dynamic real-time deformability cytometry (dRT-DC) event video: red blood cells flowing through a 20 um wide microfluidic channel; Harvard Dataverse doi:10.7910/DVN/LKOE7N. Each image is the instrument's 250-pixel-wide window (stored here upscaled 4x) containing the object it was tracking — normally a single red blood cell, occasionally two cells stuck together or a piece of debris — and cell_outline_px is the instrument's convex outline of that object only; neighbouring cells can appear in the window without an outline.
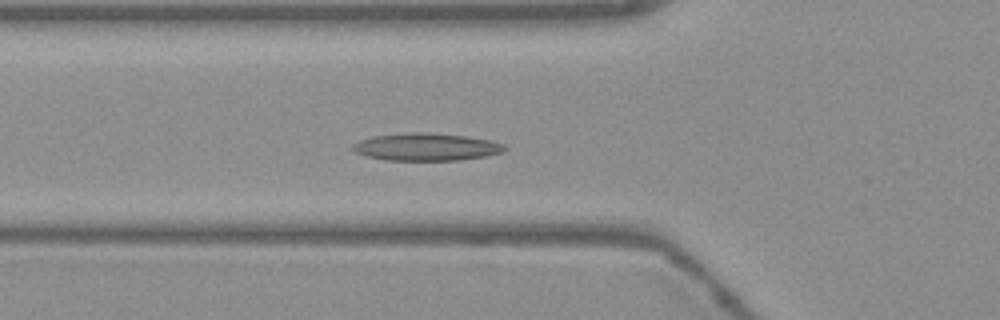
{"species": "Egyptian fruit bat (a non-hibernating species)", "species_latin": "Rousettus aegyptiacus", "temperature_condition": "warm", "stored_images_in_passage": 54, "camera_frame_rate_fps": 3000, "um_per_image_px": 0.085, "frame": {"image": 1, "passage_image": 19, "time_ms": 6.0, "image_size_px": [1000, 320], "cell_outline_px": [[508, 148], [504, 152], [484, 156], [460, 160], [384, 160], [368, 156], [356, 152], [352, 148], [352, 144], [360, 140], [372, 136], [412, 132], [424, 132], [464, 136], [492, 140], [504, 144]], "centroid_in_image_um": [36.26, 12.49], "position_along_channel_um": 89.5, "area_um2": 24.28}}
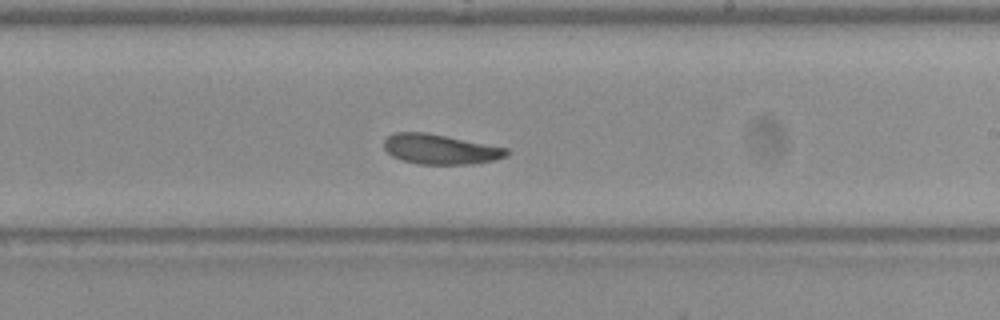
{"frame": {"image": 2, "passage_image": 32, "time_ms": 10.333, "image_size_px": [1000, 320], "cell_outline_px": [[512, 152], [508, 156], [496, 160], [472, 164], [420, 164], [400, 160], [392, 156], [384, 148], [384, 140], [388, 136], [396, 132], [424, 132], [508, 148]], "centroid_in_image_um": [37.45, 12.69], "position_along_channel_um": 251.5, "area_um2": 21.44}}
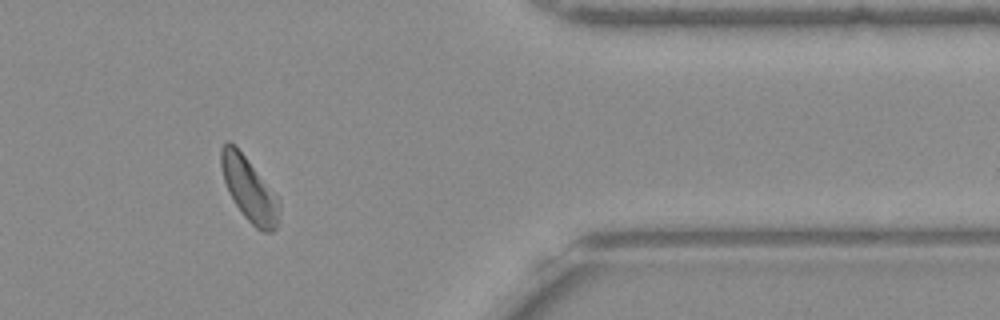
{"frame": {"image": 3, "passage_image": 45, "time_ms": 14.667, "image_size_px": [1000, 320], "cell_outline_px": [[280, 220], [276, 228], [272, 232], [260, 232], [244, 216], [228, 192], [224, 180], [220, 164], [220, 148], [228, 140], [244, 156], [280, 200]], "centroid_in_image_um": [21.2, 16.15], "position_along_channel_um": 390.2, "area_um2": 21.33}, "authors_computed_cell_mechanics": {"area_um2": 22.2819, "velocity_mm_per_s": 3.7295, "shape_relaxation_time_tau1_ms": 4.0559, "shape_relaxation_time_tau2_ms": 3.3015, "deformation_change_tau1": 0.1078, "deformation_change_tau2": 0.0843}}